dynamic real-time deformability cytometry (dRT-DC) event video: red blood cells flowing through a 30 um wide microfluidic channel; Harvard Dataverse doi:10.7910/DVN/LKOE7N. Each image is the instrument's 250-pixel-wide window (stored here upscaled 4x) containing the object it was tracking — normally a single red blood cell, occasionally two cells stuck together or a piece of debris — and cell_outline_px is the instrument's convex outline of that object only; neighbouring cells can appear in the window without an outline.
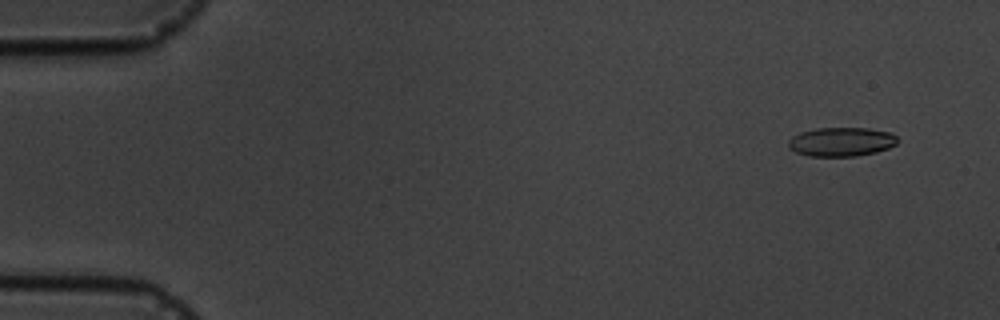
{"species": "common noctule bat (a hibernating species)", "species_latin": "Nyctalus noctula", "temperature_condition": "cold", "stored_images_in_passage": 10, "camera_frame_rate_fps": 3000, "um_per_image_px": 0.085, "animal": {"sex": "male", "body_mass_g": 19.5, "forearm_length_mm": 54.6}, "frame": {"image": 1, "passage_image": 2, "time_ms": 1.0, "image_size_px": [1000, 320], "cell_outline_px": [[900, 140], [896, 144], [888, 148], [876, 152], [856, 156], [808, 156], [796, 152], [788, 148], [788, 140], [792, 136], [800, 132], [816, 128], [868, 128], [892, 132]], "centroid_in_image_um": [71.52, 12.05], "position_along_channel_um": 13.5, "area_um2": 18.67}}
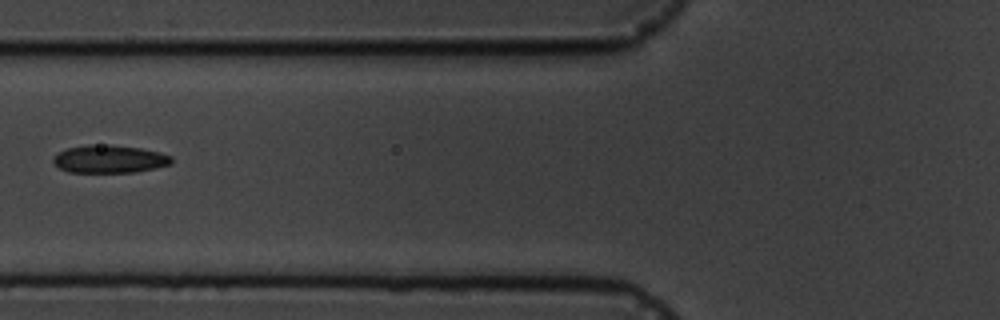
{"frame": {"image": 2, "passage_image": 7, "time_ms": 7.0, "image_size_px": [1000, 320], "cell_outline_px": [[172, 164], [156, 168], [136, 172], [68, 172], [60, 168], [52, 160], [56, 152], [68, 148], [88, 144], [108, 144], [140, 148], [160, 152], [172, 156]], "centroid_in_image_um": [9.31, 13.51], "position_along_channel_um": 116.5, "area_um2": 19.36}}
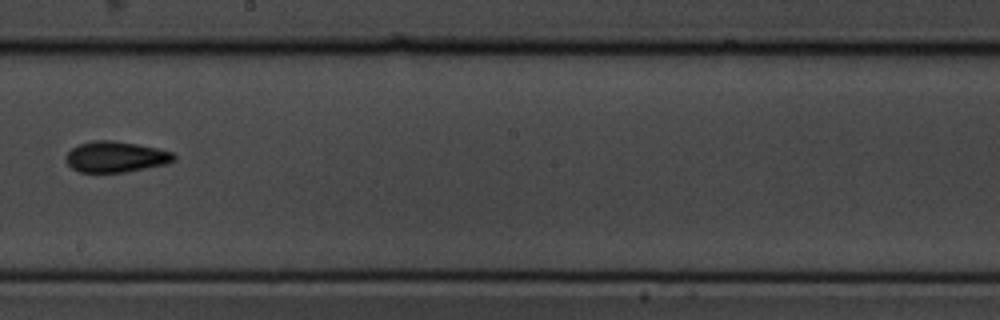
{"frame": {"image": 3, "passage_image": 10, "time_ms": 10.333, "image_size_px": [1000, 320], "cell_outline_px": [[176, 160], [168, 164], [124, 172], [80, 172], [72, 168], [68, 164], [64, 156], [72, 148], [80, 144], [96, 140], [112, 140], [136, 144], [156, 148], [172, 152], [176, 156]], "centroid_in_image_um": [9.85, 13.33], "position_along_channel_um": 238.3, "area_um2": 19.36}}